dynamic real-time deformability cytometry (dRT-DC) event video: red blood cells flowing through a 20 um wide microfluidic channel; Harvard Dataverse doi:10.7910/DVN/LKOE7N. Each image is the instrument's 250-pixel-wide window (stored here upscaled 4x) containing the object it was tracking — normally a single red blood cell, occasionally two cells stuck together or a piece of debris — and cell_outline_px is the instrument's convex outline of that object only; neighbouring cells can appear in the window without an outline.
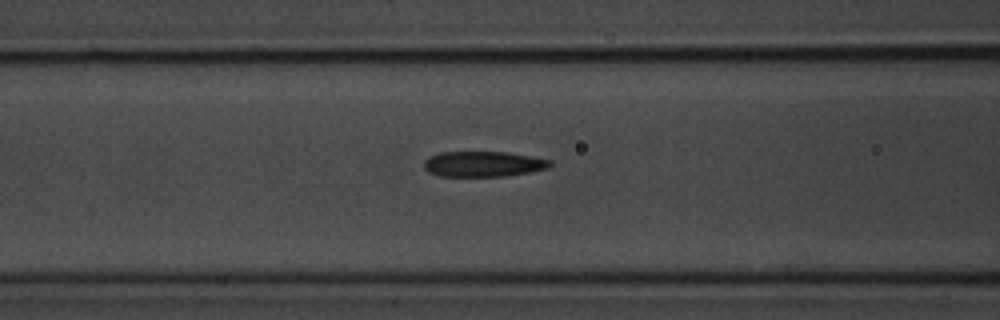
{"species": "common noctule bat (a hibernating species)", "species_latin": "Nyctalus noctula", "temperature_condition": "room temperature", "stored_images_in_passage": 40, "camera_frame_rate_fps": 3000, "um_per_image_px": 0.085, "animal": {"sex": "male", "body_mass_g": 20.1, "forearm_length_mm": 53.5}, "frame": {"image": 1, "passage_image": 12, "time_ms": 3.667, "image_size_px": [1000, 320], "cell_outline_px": [[552, 164], [548, 168], [528, 172], [504, 176], [440, 176], [428, 172], [424, 168], [424, 160], [428, 156], [440, 152], [508, 152], [552, 160]], "centroid_in_image_um": [41.05, 13.93], "position_along_channel_um": 125.6, "area_um2": 18.73}}
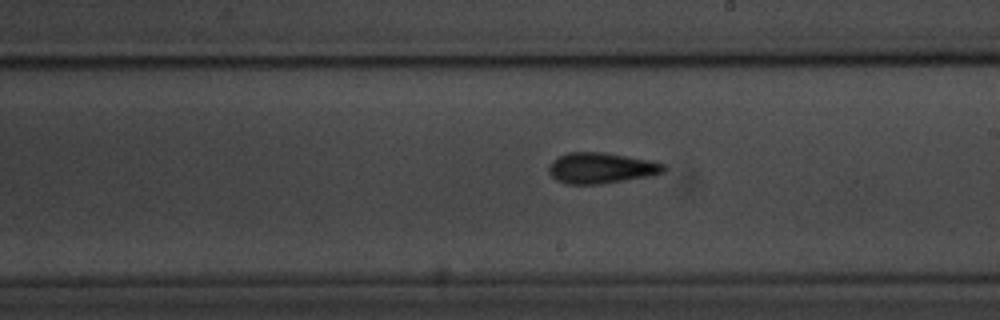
{"frame": {"image": 2, "passage_image": 21, "time_ms": 6.667, "image_size_px": [1000, 320], "cell_outline_px": [[668, 168], [664, 172], [648, 176], [600, 184], [568, 184], [556, 180], [548, 172], [548, 168], [552, 160], [568, 152], [604, 152], [648, 160], [664, 164]], "centroid_in_image_um": [51.07, 14.28], "position_along_channel_um": 237.9, "area_um2": 20.52}}
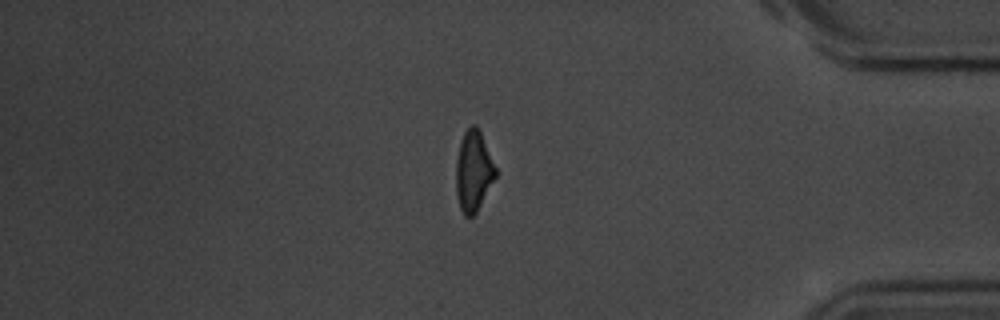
{"frame": {"image": 3, "passage_image": 36, "time_ms": 11.667, "image_size_px": [1000, 320], "cell_outline_px": [[496, 176], [476, 212], [468, 220], [464, 216], [460, 208], [456, 192], [456, 160], [460, 144], [464, 132], [472, 124], [476, 124], [480, 128], [496, 168]], "centroid_in_image_um": [40.24, 14.53], "position_along_channel_um": 395.0, "area_um2": 18.61}, "authors_computed_cell_mechanics": {"area_um2": 18.9873, "velocity_mm_per_s": 3.7389, "shape_relaxation_time_tau1_ms": 4.4554, "shape_relaxation_time_tau2_ms": 1.8344, "deformation_change_tau1": 0.1599, "deformation_change_tau2": 0.1016}}